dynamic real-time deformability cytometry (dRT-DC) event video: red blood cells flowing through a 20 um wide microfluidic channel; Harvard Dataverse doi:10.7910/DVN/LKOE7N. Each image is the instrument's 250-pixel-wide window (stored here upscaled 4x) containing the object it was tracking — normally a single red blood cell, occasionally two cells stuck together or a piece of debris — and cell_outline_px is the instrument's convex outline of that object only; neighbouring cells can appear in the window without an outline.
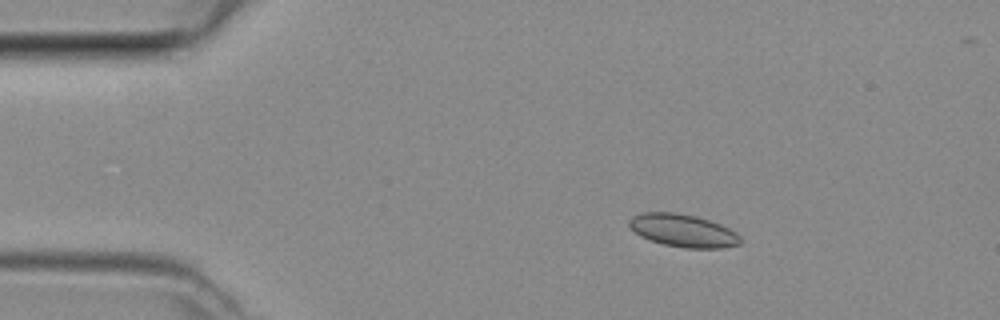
{"species": "common noctule bat (a hibernating species)", "species_latin": "Nyctalus noctula", "temperature_condition": "room temperature", "stored_images_in_passage": 44, "camera_frame_rate_fps": 3000, "um_per_image_px": 0.085, "animal": {"sex": "female", "body_mass_g": 29.2, "forearm_length_mm": 56.3}, "frame": {"image": 1, "passage_image": 4, "time_ms": 1.0, "image_size_px": [1000, 320], "cell_outline_px": [[740, 244], [724, 248], [684, 248], [664, 244], [648, 240], [640, 236], [628, 224], [628, 220], [632, 216], [640, 212], [676, 212], [696, 216], [720, 224], [736, 232], [740, 236]], "centroid_in_image_um": [58.04, 19.59], "position_along_channel_um": 27.0, "area_um2": 21.33}}
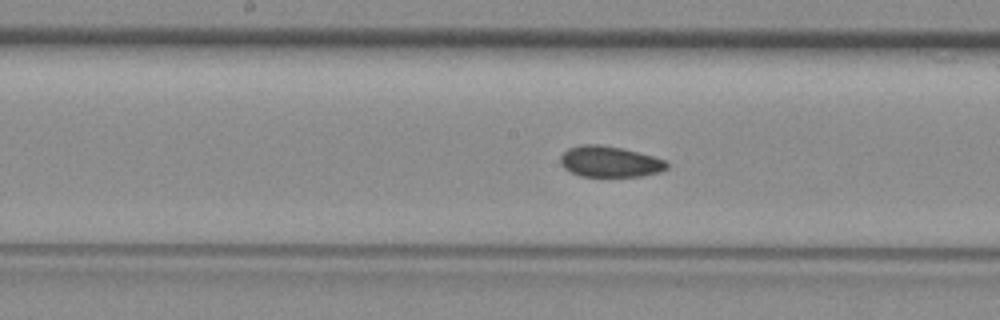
{"frame": {"image": 2, "passage_image": 20, "time_ms": 6.333, "image_size_px": [1000, 320], "cell_outline_px": [[668, 168], [660, 172], [644, 176], [580, 176], [564, 168], [560, 164], [560, 156], [568, 148], [580, 144], [600, 144], [620, 148], [652, 156], [664, 160], [668, 164]], "centroid_in_image_um": [51.8, 13.74], "position_along_channel_um": 196.4, "area_um2": 19.13}}
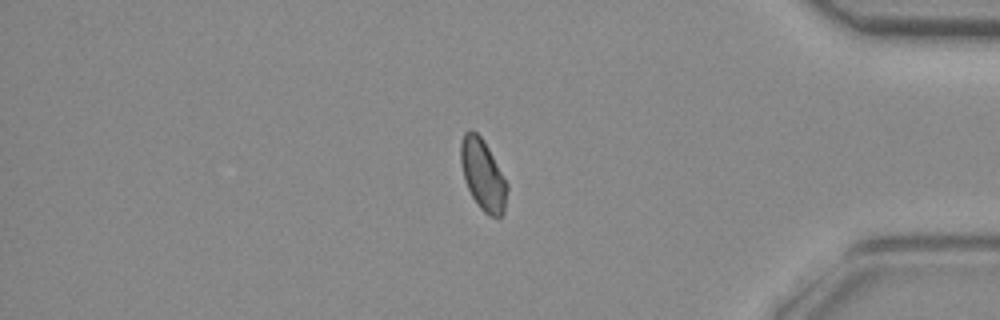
{"frame": {"image": 3, "passage_image": 36, "time_ms": 11.667, "image_size_px": [1000, 320], "cell_outline_px": [[508, 188], [504, 212], [500, 216], [492, 216], [484, 212], [480, 208], [472, 196], [464, 180], [460, 164], [460, 144], [464, 132], [468, 128], [476, 132], [484, 140], [508, 184]], "centroid_in_image_um": [41.03, 14.83], "position_along_channel_um": 394.2, "area_um2": 19.19}}